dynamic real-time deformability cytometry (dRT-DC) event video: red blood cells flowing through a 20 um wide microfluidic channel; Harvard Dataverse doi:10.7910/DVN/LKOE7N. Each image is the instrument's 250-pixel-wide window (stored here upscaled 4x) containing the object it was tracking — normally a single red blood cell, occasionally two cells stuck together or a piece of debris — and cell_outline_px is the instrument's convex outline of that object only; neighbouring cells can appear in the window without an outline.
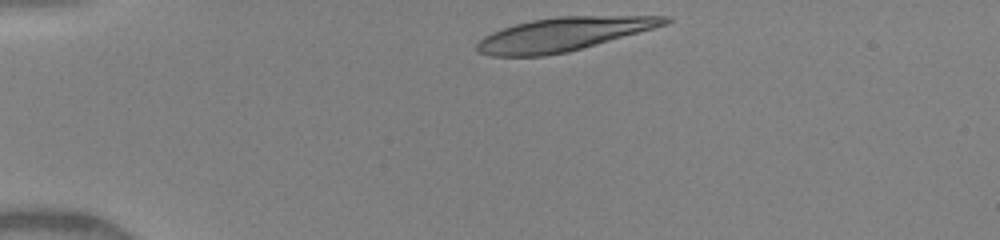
{"species": "human", "species_latin": "Homo sapiens", "temperature_condition": "warm", "stored_images_in_passage": 24, "camera_frame_rate_fps": 3000, "um_per_image_px": 0.085, "donor": {"sex": "female"}, "frame": {"image": 1, "passage_image": 1, "time_ms": 0.0, "image_size_px": [1000, 240], "cell_outline_px": [[672, 20], [668, 24], [568, 52], [544, 56], [492, 56], [480, 52], [476, 48], [476, 44], [484, 36], [492, 32], [516, 24], [532, 20], [556, 16], [672, 16]], "centroid_in_image_um": [47.9, 2.91], "position_along_channel_um": 37.1, "area_um2": 36.41}}
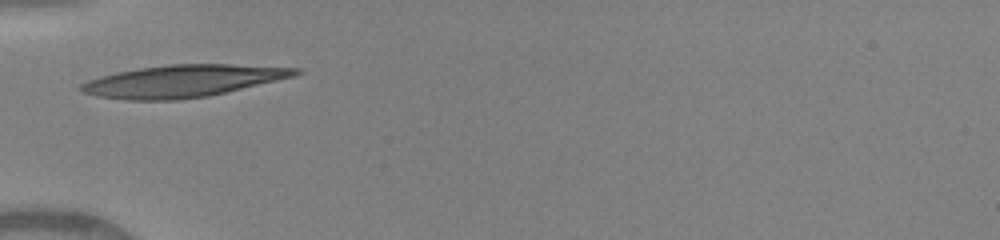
{"frame": {"image": 2, "passage_image": 9, "time_ms": 2.0, "image_size_px": [1000, 240], "cell_outline_px": [[304, 72], [296, 76], [208, 96], [176, 100], [128, 100], [96, 96], [84, 92], [80, 88], [80, 84], [88, 80], [100, 76], [116, 72], [140, 68], [172, 64], [232, 64], [300, 68]], "centroid_in_image_um": [15.57, 6.88], "position_along_channel_um": 69.4, "area_um2": 40.06}}
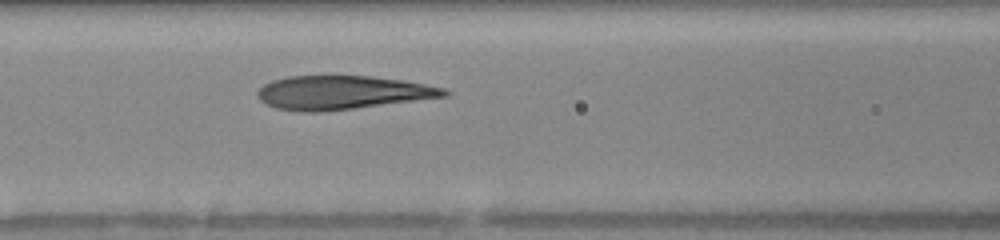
{"frame": {"image": 3, "passage_image": 17, "time_ms": 3.667, "image_size_px": [1000, 240], "cell_outline_px": [[452, 92], [448, 96], [320, 112], [300, 112], [276, 108], [264, 104], [256, 96], [256, 92], [264, 84], [272, 80], [288, 76], [332, 72], [368, 76], [400, 80], [424, 84], [444, 88]], "centroid_in_image_um": [29.0, 7.82], "position_along_channel_um": 137.6, "area_um2": 37.63}}